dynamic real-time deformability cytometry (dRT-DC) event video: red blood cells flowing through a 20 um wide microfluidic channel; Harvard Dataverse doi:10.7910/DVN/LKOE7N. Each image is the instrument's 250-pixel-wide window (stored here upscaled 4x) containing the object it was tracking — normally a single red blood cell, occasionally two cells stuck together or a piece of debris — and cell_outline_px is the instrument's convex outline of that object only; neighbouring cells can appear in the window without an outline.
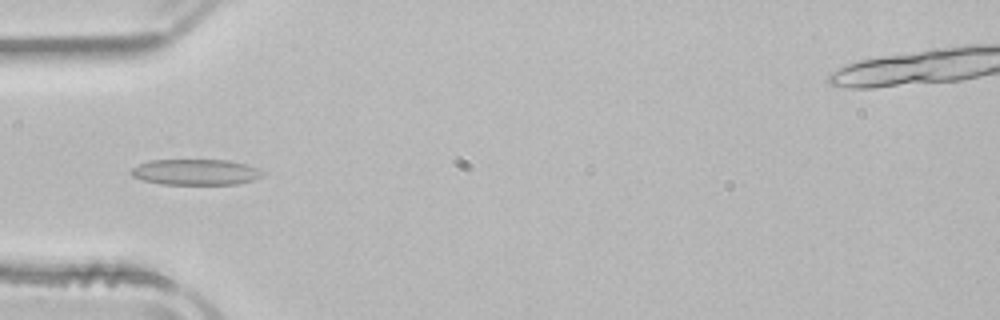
{"species": "common noctule bat (a hibernating species)", "species_latin": "Nyctalus noctula", "temperature_condition": "room temperature", "stored_images_in_passage": 47, "camera_frame_rate_fps": 3000, "um_per_image_px": 0.085, "animal": {"sex": "male", "body_mass_g": 21.5, "forearm_length_mm": 52.0}, "frame": {"image": 1, "passage_image": 12, "time_ms": 3.667, "image_size_px": [1000, 320], "cell_outline_px": [[264, 176], [252, 180], [236, 184], [164, 184], [144, 180], [132, 176], [128, 172], [132, 168], [148, 160], [228, 160], [248, 164], [264, 172]], "centroid_in_image_um": [16.64, 14.62], "position_along_channel_um": 68.4, "area_um2": 19.77}}
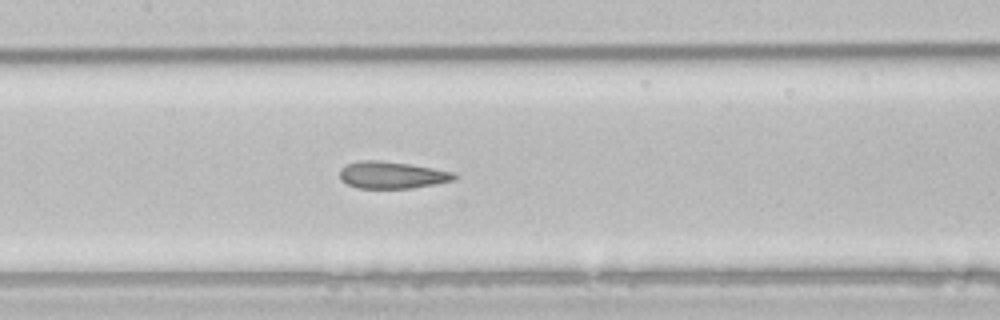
{"frame": {"image": 2, "passage_image": 20, "time_ms": 6.333, "image_size_px": [1000, 320], "cell_outline_px": [[456, 180], [436, 184], [412, 188], [356, 188], [340, 180], [340, 168], [356, 160], [380, 160], [412, 164], [452, 172], [456, 176]], "centroid_in_image_um": [33.29, 14.87], "position_along_channel_um": 174.1, "area_um2": 18.15}}
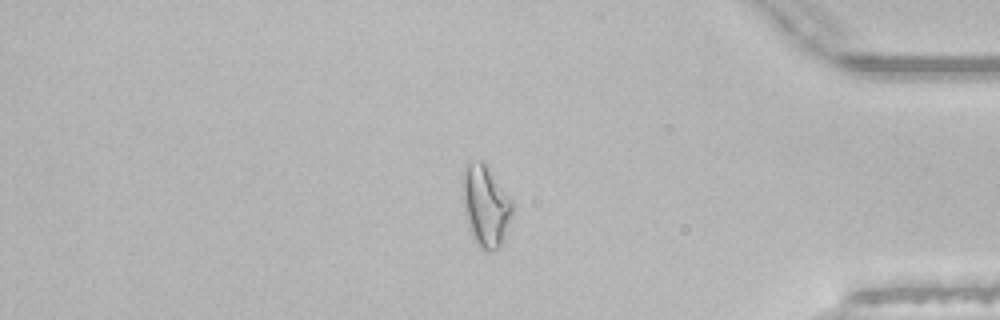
{"frame": {"image": 3, "passage_image": 39, "time_ms": 12.667, "image_size_px": [1000, 320], "cell_outline_px": [[516, 204], [512, 216], [500, 244], [492, 252], [488, 252], [480, 248], [476, 244], [468, 228], [464, 204], [464, 164], [480, 160], [484, 160], [488, 164]], "centroid_in_image_um": [41.33, 17.46], "position_along_channel_um": 393.9, "area_um2": 23.81}, "authors_computed_cell_mechanics": {"area_um2": 19.7676, "velocity_mm_per_s": 3.9392, "shape_relaxation_time_tau1_ms": 10.002, "shape_relaxation_time_tau2_ms": 2.0678, "deformation_change_tau1": 0.2209, "deformation_change_tau2": 0.0956}}